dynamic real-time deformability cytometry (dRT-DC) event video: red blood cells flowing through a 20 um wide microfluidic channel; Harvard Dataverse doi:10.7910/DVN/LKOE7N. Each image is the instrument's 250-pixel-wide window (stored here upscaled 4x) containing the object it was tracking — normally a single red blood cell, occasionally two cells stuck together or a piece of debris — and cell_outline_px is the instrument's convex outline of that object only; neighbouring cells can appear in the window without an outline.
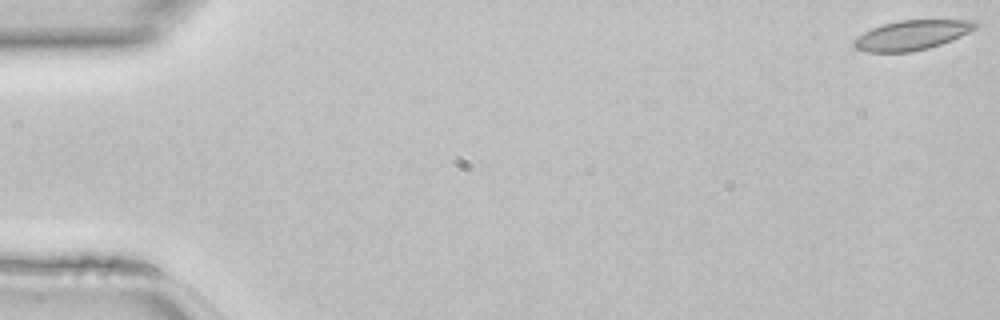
{"species": "common noctule bat (a hibernating species)", "species_latin": "Nyctalus noctula", "temperature_condition": "room temperature", "stored_images_in_passage": 14, "camera_frame_rate_fps": 3000, "um_per_image_px": 0.085, "animal": {"sex": "female", "body_mass_g": 22.7, "forearm_length_mm": 54.2}, "frame": {"image": 1, "passage_image": 1, "time_ms": 0.0, "image_size_px": [1000, 320], "cell_outline_px": [[980, 24], [976, 28], [952, 40], [928, 48], [912, 52], [868, 52], [856, 48], [852, 44], [852, 40], [864, 32], [872, 28], [884, 24], [900, 20], [980, 20]], "centroid_in_image_um": [77.53, 2.98], "position_along_channel_um": 7.5, "area_um2": 21.04}}
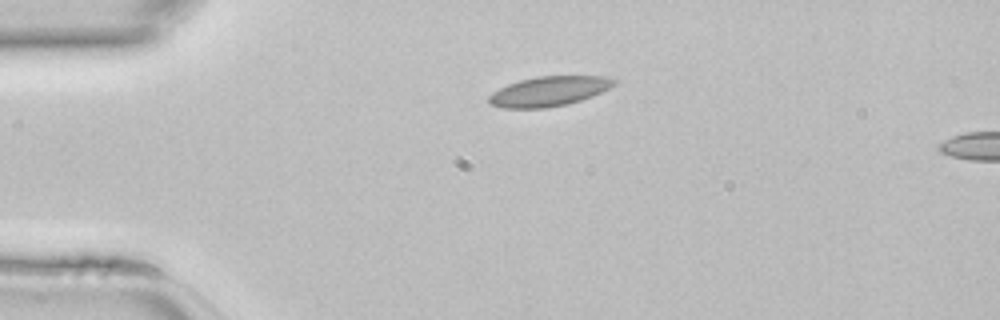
{"frame": {"image": 2, "passage_image": 11, "time_ms": 3.333, "image_size_px": [1000, 320], "cell_outline_px": [[616, 84], [592, 96], [568, 104], [548, 108], [504, 108], [488, 104], [488, 96], [492, 92], [508, 84], [520, 80], [536, 76], [604, 76], [616, 80]], "centroid_in_image_um": [46.62, 7.76], "position_along_channel_um": 38.4, "area_um2": 21.73}}